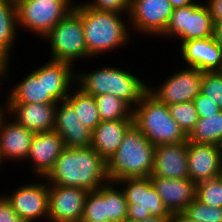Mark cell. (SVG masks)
Listing matches in <instances>:
<instances>
[{"label":"cell","mask_w":222,"mask_h":222,"mask_svg":"<svg viewBox=\"0 0 222 222\" xmlns=\"http://www.w3.org/2000/svg\"><path fill=\"white\" fill-rule=\"evenodd\" d=\"M50 184L97 190L106 182V161L91 147L62 151L53 168L44 177Z\"/></svg>","instance_id":"cell-1"},{"label":"cell","mask_w":222,"mask_h":222,"mask_svg":"<svg viewBox=\"0 0 222 222\" xmlns=\"http://www.w3.org/2000/svg\"><path fill=\"white\" fill-rule=\"evenodd\" d=\"M73 10L82 20L88 58L126 46L130 41L129 25L120 13L98 11L81 3L74 4Z\"/></svg>","instance_id":"cell-2"},{"label":"cell","mask_w":222,"mask_h":222,"mask_svg":"<svg viewBox=\"0 0 222 222\" xmlns=\"http://www.w3.org/2000/svg\"><path fill=\"white\" fill-rule=\"evenodd\" d=\"M155 147L148 138L132 125L124 134L118 150L106 161L108 180L149 178L154 167Z\"/></svg>","instance_id":"cell-3"},{"label":"cell","mask_w":222,"mask_h":222,"mask_svg":"<svg viewBox=\"0 0 222 222\" xmlns=\"http://www.w3.org/2000/svg\"><path fill=\"white\" fill-rule=\"evenodd\" d=\"M78 88L91 96L112 94L123 99L132 108L148 92V86L129 70L114 67H102L91 73L76 74ZM134 104V105H133Z\"/></svg>","instance_id":"cell-4"},{"label":"cell","mask_w":222,"mask_h":222,"mask_svg":"<svg viewBox=\"0 0 222 222\" xmlns=\"http://www.w3.org/2000/svg\"><path fill=\"white\" fill-rule=\"evenodd\" d=\"M133 125L154 145L178 144L187 135L171 117L168 105L147 92L133 108Z\"/></svg>","instance_id":"cell-5"},{"label":"cell","mask_w":222,"mask_h":222,"mask_svg":"<svg viewBox=\"0 0 222 222\" xmlns=\"http://www.w3.org/2000/svg\"><path fill=\"white\" fill-rule=\"evenodd\" d=\"M51 46V60L73 61L88 59L81 17L72 9L44 37Z\"/></svg>","instance_id":"cell-6"},{"label":"cell","mask_w":222,"mask_h":222,"mask_svg":"<svg viewBox=\"0 0 222 222\" xmlns=\"http://www.w3.org/2000/svg\"><path fill=\"white\" fill-rule=\"evenodd\" d=\"M71 0H17L18 28L42 38L74 7Z\"/></svg>","instance_id":"cell-7"},{"label":"cell","mask_w":222,"mask_h":222,"mask_svg":"<svg viewBox=\"0 0 222 222\" xmlns=\"http://www.w3.org/2000/svg\"><path fill=\"white\" fill-rule=\"evenodd\" d=\"M119 184H123V192L128 202L127 222L141 221L150 216L171 218L172 214L156 192L150 177L125 178L115 182V185Z\"/></svg>","instance_id":"cell-8"},{"label":"cell","mask_w":222,"mask_h":222,"mask_svg":"<svg viewBox=\"0 0 222 222\" xmlns=\"http://www.w3.org/2000/svg\"><path fill=\"white\" fill-rule=\"evenodd\" d=\"M213 24L208 5L196 0L194 4L173 10L162 37H177L180 44L188 40L205 39L213 36Z\"/></svg>","instance_id":"cell-9"},{"label":"cell","mask_w":222,"mask_h":222,"mask_svg":"<svg viewBox=\"0 0 222 222\" xmlns=\"http://www.w3.org/2000/svg\"><path fill=\"white\" fill-rule=\"evenodd\" d=\"M114 183L108 181L88 192L80 222H127L128 202Z\"/></svg>","instance_id":"cell-10"},{"label":"cell","mask_w":222,"mask_h":222,"mask_svg":"<svg viewBox=\"0 0 222 222\" xmlns=\"http://www.w3.org/2000/svg\"><path fill=\"white\" fill-rule=\"evenodd\" d=\"M173 10L169 0H130L128 23L137 33L162 37Z\"/></svg>","instance_id":"cell-11"},{"label":"cell","mask_w":222,"mask_h":222,"mask_svg":"<svg viewBox=\"0 0 222 222\" xmlns=\"http://www.w3.org/2000/svg\"><path fill=\"white\" fill-rule=\"evenodd\" d=\"M203 72L187 67L172 74L160 84V88L148 86V92L166 105L193 101L200 93Z\"/></svg>","instance_id":"cell-12"},{"label":"cell","mask_w":222,"mask_h":222,"mask_svg":"<svg viewBox=\"0 0 222 222\" xmlns=\"http://www.w3.org/2000/svg\"><path fill=\"white\" fill-rule=\"evenodd\" d=\"M88 190L48 183L49 222H80Z\"/></svg>","instance_id":"cell-13"},{"label":"cell","mask_w":222,"mask_h":222,"mask_svg":"<svg viewBox=\"0 0 222 222\" xmlns=\"http://www.w3.org/2000/svg\"><path fill=\"white\" fill-rule=\"evenodd\" d=\"M5 196L13 210L25 222H35L40 218L48 220V182H31L15 188L13 193Z\"/></svg>","instance_id":"cell-14"},{"label":"cell","mask_w":222,"mask_h":222,"mask_svg":"<svg viewBox=\"0 0 222 222\" xmlns=\"http://www.w3.org/2000/svg\"><path fill=\"white\" fill-rule=\"evenodd\" d=\"M189 178L195 183L222 175V147L187 141Z\"/></svg>","instance_id":"cell-15"},{"label":"cell","mask_w":222,"mask_h":222,"mask_svg":"<svg viewBox=\"0 0 222 222\" xmlns=\"http://www.w3.org/2000/svg\"><path fill=\"white\" fill-rule=\"evenodd\" d=\"M64 149V141L56 131L35 133L26 160H31L33 173L42 179L53 168Z\"/></svg>","instance_id":"cell-16"},{"label":"cell","mask_w":222,"mask_h":222,"mask_svg":"<svg viewBox=\"0 0 222 222\" xmlns=\"http://www.w3.org/2000/svg\"><path fill=\"white\" fill-rule=\"evenodd\" d=\"M78 119L74 107L67 100L57 102L53 130L63 139L65 147L78 148L91 145L92 130L85 127Z\"/></svg>","instance_id":"cell-17"},{"label":"cell","mask_w":222,"mask_h":222,"mask_svg":"<svg viewBox=\"0 0 222 222\" xmlns=\"http://www.w3.org/2000/svg\"><path fill=\"white\" fill-rule=\"evenodd\" d=\"M150 177L189 178L187 141L156 146L154 167Z\"/></svg>","instance_id":"cell-18"},{"label":"cell","mask_w":222,"mask_h":222,"mask_svg":"<svg viewBox=\"0 0 222 222\" xmlns=\"http://www.w3.org/2000/svg\"><path fill=\"white\" fill-rule=\"evenodd\" d=\"M57 103H8V114L34 133L52 131Z\"/></svg>","instance_id":"cell-19"},{"label":"cell","mask_w":222,"mask_h":222,"mask_svg":"<svg viewBox=\"0 0 222 222\" xmlns=\"http://www.w3.org/2000/svg\"><path fill=\"white\" fill-rule=\"evenodd\" d=\"M181 46V47H180ZM179 46L186 67L197 68L202 72L222 70V50L213 36L183 42Z\"/></svg>","instance_id":"cell-20"},{"label":"cell","mask_w":222,"mask_h":222,"mask_svg":"<svg viewBox=\"0 0 222 222\" xmlns=\"http://www.w3.org/2000/svg\"><path fill=\"white\" fill-rule=\"evenodd\" d=\"M150 179L171 214H182L195 199L196 184L190 178L150 177Z\"/></svg>","instance_id":"cell-21"},{"label":"cell","mask_w":222,"mask_h":222,"mask_svg":"<svg viewBox=\"0 0 222 222\" xmlns=\"http://www.w3.org/2000/svg\"><path fill=\"white\" fill-rule=\"evenodd\" d=\"M34 134L15 120L8 122L4 119L0 126V150L3 159L26 160Z\"/></svg>","instance_id":"cell-22"},{"label":"cell","mask_w":222,"mask_h":222,"mask_svg":"<svg viewBox=\"0 0 222 222\" xmlns=\"http://www.w3.org/2000/svg\"><path fill=\"white\" fill-rule=\"evenodd\" d=\"M133 125V119L101 121L92 130L91 147L107 161L120 146L124 134Z\"/></svg>","instance_id":"cell-23"},{"label":"cell","mask_w":222,"mask_h":222,"mask_svg":"<svg viewBox=\"0 0 222 222\" xmlns=\"http://www.w3.org/2000/svg\"><path fill=\"white\" fill-rule=\"evenodd\" d=\"M7 103H57L44 85V65L29 73L20 83L12 88Z\"/></svg>","instance_id":"cell-24"},{"label":"cell","mask_w":222,"mask_h":222,"mask_svg":"<svg viewBox=\"0 0 222 222\" xmlns=\"http://www.w3.org/2000/svg\"><path fill=\"white\" fill-rule=\"evenodd\" d=\"M73 66L65 61L51 59L44 64L45 89L56 102L66 100L69 95L68 91L72 86L71 83L76 84L74 83L76 73Z\"/></svg>","instance_id":"cell-25"},{"label":"cell","mask_w":222,"mask_h":222,"mask_svg":"<svg viewBox=\"0 0 222 222\" xmlns=\"http://www.w3.org/2000/svg\"><path fill=\"white\" fill-rule=\"evenodd\" d=\"M16 30L18 31L16 2L14 0H0V58L5 62L3 79L8 77L9 60L11 59L9 55L18 36Z\"/></svg>","instance_id":"cell-26"},{"label":"cell","mask_w":222,"mask_h":222,"mask_svg":"<svg viewBox=\"0 0 222 222\" xmlns=\"http://www.w3.org/2000/svg\"><path fill=\"white\" fill-rule=\"evenodd\" d=\"M187 141L222 147V110L215 115L199 118Z\"/></svg>","instance_id":"cell-27"},{"label":"cell","mask_w":222,"mask_h":222,"mask_svg":"<svg viewBox=\"0 0 222 222\" xmlns=\"http://www.w3.org/2000/svg\"><path fill=\"white\" fill-rule=\"evenodd\" d=\"M66 100L74 107L78 120L88 129L93 130L101 122L94 96L77 88L74 93H69Z\"/></svg>","instance_id":"cell-28"},{"label":"cell","mask_w":222,"mask_h":222,"mask_svg":"<svg viewBox=\"0 0 222 222\" xmlns=\"http://www.w3.org/2000/svg\"><path fill=\"white\" fill-rule=\"evenodd\" d=\"M101 121L133 119V108L112 94L95 96Z\"/></svg>","instance_id":"cell-29"},{"label":"cell","mask_w":222,"mask_h":222,"mask_svg":"<svg viewBox=\"0 0 222 222\" xmlns=\"http://www.w3.org/2000/svg\"><path fill=\"white\" fill-rule=\"evenodd\" d=\"M195 198L216 208H222V175L196 184Z\"/></svg>","instance_id":"cell-30"},{"label":"cell","mask_w":222,"mask_h":222,"mask_svg":"<svg viewBox=\"0 0 222 222\" xmlns=\"http://www.w3.org/2000/svg\"><path fill=\"white\" fill-rule=\"evenodd\" d=\"M171 117L178 123L188 136L199 120L194 102H184L168 105Z\"/></svg>","instance_id":"cell-31"},{"label":"cell","mask_w":222,"mask_h":222,"mask_svg":"<svg viewBox=\"0 0 222 222\" xmlns=\"http://www.w3.org/2000/svg\"><path fill=\"white\" fill-rule=\"evenodd\" d=\"M191 222H222V208L210 207L196 198L182 213Z\"/></svg>","instance_id":"cell-32"},{"label":"cell","mask_w":222,"mask_h":222,"mask_svg":"<svg viewBox=\"0 0 222 222\" xmlns=\"http://www.w3.org/2000/svg\"><path fill=\"white\" fill-rule=\"evenodd\" d=\"M200 93L222 109V73L221 71L203 72Z\"/></svg>","instance_id":"cell-33"},{"label":"cell","mask_w":222,"mask_h":222,"mask_svg":"<svg viewBox=\"0 0 222 222\" xmlns=\"http://www.w3.org/2000/svg\"><path fill=\"white\" fill-rule=\"evenodd\" d=\"M81 4L98 11H113L120 14L124 12L125 16L129 15L130 10V0H94Z\"/></svg>","instance_id":"cell-34"},{"label":"cell","mask_w":222,"mask_h":222,"mask_svg":"<svg viewBox=\"0 0 222 222\" xmlns=\"http://www.w3.org/2000/svg\"><path fill=\"white\" fill-rule=\"evenodd\" d=\"M193 102L199 118H206L207 116L215 115L222 110L218 105H216V103L212 102L209 97L204 96L201 93L193 99Z\"/></svg>","instance_id":"cell-35"},{"label":"cell","mask_w":222,"mask_h":222,"mask_svg":"<svg viewBox=\"0 0 222 222\" xmlns=\"http://www.w3.org/2000/svg\"><path fill=\"white\" fill-rule=\"evenodd\" d=\"M0 222H25L13 210L5 194L0 196Z\"/></svg>","instance_id":"cell-36"},{"label":"cell","mask_w":222,"mask_h":222,"mask_svg":"<svg viewBox=\"0 0 222 222\" xmlns=\"http://www.w3.org/2000/svg\"><path fill=\"white\" fill-rule=\"evenodd\" d=\"M213 23H222V0H208Z\"/></svg>","instance_id":"cell-37"},{"label":"cell","mask_w":222,"mask_h":222,"mask_svg":"<svg viewBox=\"0 0 222 222\" xmlns=\"http://www.w3.org/2000/svg\"><path fill=\"white\" fill-rule=\"evenodd\" d=\"M213 39L218 47L222 50V23L213 24Z\"/></svg>","instance_id":"cell-38"},{"label":"cell","mask_w":222,"mask_h":222,"mask_svg":"<svg viewBox=\"0 0 222 222\" xmlns=\"http://www.w3.org/2000/svg\"><path fill=\"white\" fill-rule=\"evenodd\" d=\"M169 1L174 9L186 7L196 2L194 0H169Z\"/></svg>","instance_id":"cell-39"},{"label":"cell","mask_w":222,"mask_h":222,"mask_svg":"<svg viewBox=\"0 0 222 222\" xmlns=\"http://www.w3.org/2000/svg\"><path fill=\"white\" fill-rule=\"evenodd\" d=\"M168 222H191L186 217H184L182 214H172L171 218L168 220Z\"/></svg>","instance_id":"cell-40"},{"label":"cell","mask_w":222,"mask_h":222,"mask_svg":"<svg viewBox=\"0 0 222 222\" xmlns=\"http://www.w3.org/2000/svg\"><path fill=\"white\" fill-rule=\"evenodd\" d=\"M169 219H164L161 217L150 216L141 221H131V222H168Z\"/></svg>","instance_id":"cell-41"},{"label":"cell","mask_w":222,"mask_h":222,"mask_svg":"<svg viewBox=\"0 0 222 222\" xmlns=\"http://www.w3.org/2000/svg\"><path fill=\"white\" fill-rule=\"evenodd\" d=\"M6 112H8V103H7V101L5 103V107L0 106V126H1L2 121L7 117L6 115H8V113H6Z\"/></svg>","instance_id":"cell-42"},{"label":"cell","mask_w":222,"mask_h":222,"mask_svg":"<svg viewBox=\"0 0 222 222\" xmlns=\"http://www.w3.org/2000/svg\"><path fill=\"white\" fill-rule=\"evenodd\" d=\"M4 63L5 62L0 58V81L1 80L3 81V78H4V69H5L4 68ZM2 81L0 82L1 84H3Z\"/></svg>","instance_id":"cell-43"},{"label":"cell","mask_w":222,"mask_h":222,"mask_svg":"<svg viewBox=\"0 0 222 222\" xmlns=\"http://www.w3.org/2000/svg\"><path fill=\"white\" fill-rule=\"evenodd\" d=\"M4 161L2 154H1V150H0V165L2 164V162Z\"/></svg>","instance_id":"cell-44"}]
</instances>
